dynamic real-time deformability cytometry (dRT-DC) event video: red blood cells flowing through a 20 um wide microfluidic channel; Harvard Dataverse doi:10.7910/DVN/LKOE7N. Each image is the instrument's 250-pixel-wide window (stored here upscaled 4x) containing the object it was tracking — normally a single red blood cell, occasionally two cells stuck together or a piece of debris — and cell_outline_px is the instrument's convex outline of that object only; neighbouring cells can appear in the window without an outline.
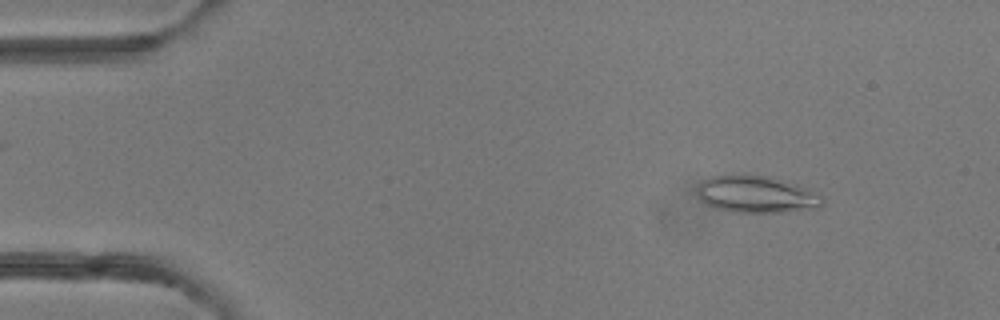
{"species": "common noctule bat (a hibernating species)", "species_latin": "Nyctalus noctula", "temperature_condition": "room temperature", "stored_images_in_passage": 39, "camera_frame_rate_fps": 3000, "um_per_image_px": 0.085, "animal": {"sex": "female"}, "frame": {"image": 1, "passage_image": 5, "time_ms": 1.333, "image_size_px": [1000, 320], "cell_outline_px": [[824, 204], [816, 208], [780, 212], [732, 212], [716, 208], [700, 200], [696, 188], [704, 180], [712, 176], [724, 172], [744, 172], [772, 176], [796, 184], [820, 196], [824, 200]], "centroid_in_image_um": [64.22, 16.46], "position_along_channel_um": 20.8, "area_um2": 27.57}}
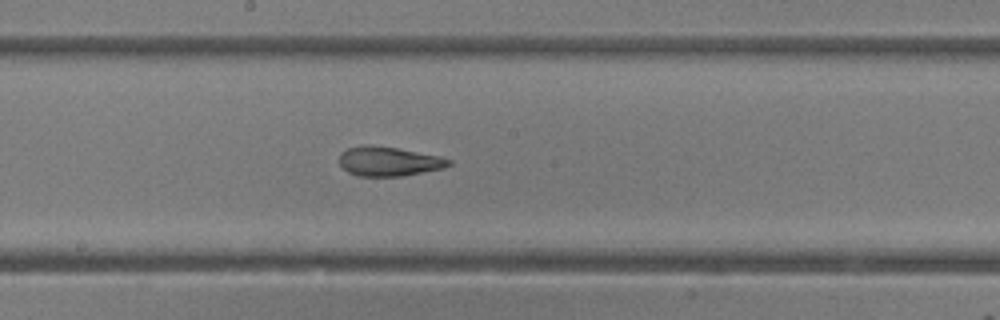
{"frame": {"image": 2, "passage_image": 25, "time_ms": 8.0, "image_size_px": [1000, 320], "cell_outline_px": [[452, 164], [444, 168], [404, 176], [360, 176], [348, 172], [340, 164], [340, 152], [348, 148], [364, 144], [368, 144], [396, 148], [440, 156], [452, 160]], "centroid_in_image_um": [33.06, 13.71], "position_along_channel_um": 215.1, "area_um2": 18.79}}
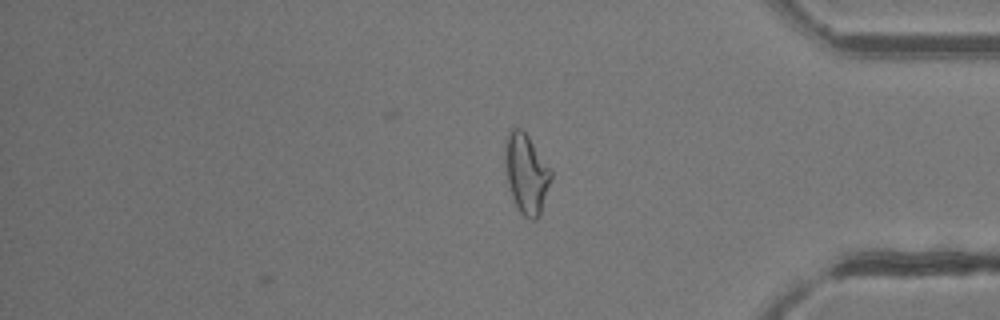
{"frame": {"image": 3, "passage_image": 39, "time_ms": 12.667, "image_size_px": [1000, 320], "cell_outline_px": [[552, 176], [540, 216], [536, 220], [528, 220], [516, 208], [512, 196], [504, 168], [504, 160], [508, 128], [520, 128], [528, 136], [552, 168]], "centroid_in_image_um": [44.74, 14.77], "position_along_channel_um": 390.5, "area_um2": 21.68}, "authors_computed_cell_mechanics": {"area_um2": 19.8254, "velocity_mm_per_s": 4.2438, "shape_relaxation_time_tau1_ms": 4.5259, "shape_relaxation_time_tau2_ms": 1.7894, "deformation_change_tau1": 0.1767, "deformation_change_tau2": 0.1062}}